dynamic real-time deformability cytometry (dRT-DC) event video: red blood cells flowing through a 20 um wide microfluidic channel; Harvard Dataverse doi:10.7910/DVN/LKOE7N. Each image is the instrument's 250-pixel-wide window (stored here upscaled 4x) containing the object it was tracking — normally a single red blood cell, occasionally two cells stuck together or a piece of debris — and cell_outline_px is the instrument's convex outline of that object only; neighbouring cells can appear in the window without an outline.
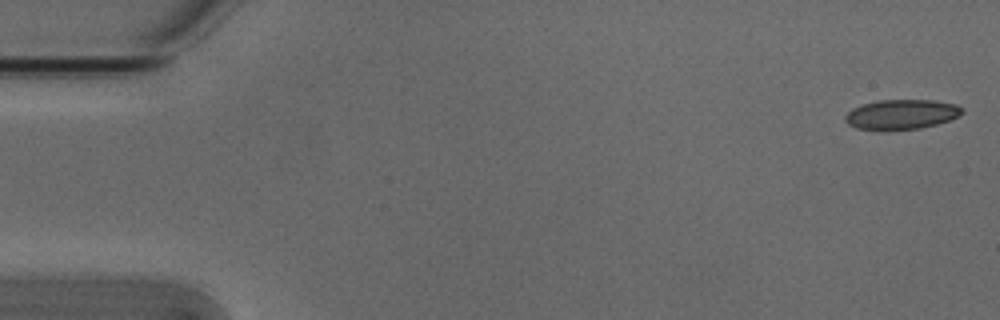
{"species": "Egyptian fruit bat (a non-hibernating species)", "species_latin": "Rousettus aegyptiacus", "temperature_condition": "cold", "stored_images_in_passage": 5, "camera_frame_rate_fps": 3000, "um_per_image_px": 0.085, "animal": {"sex": "male"}, "frame": {"image": 1, "passage_image": 1, "time_ms": 0.0, "image_size_px": [1000, 320], "cell_outline_px": [[964, 112], [948, 120], [936, 124], [920, 128], [856, 128], [848, 124], [844, 120], [844, 116], [852, 108], [876, 100], [932, 100], [956, 104]], "centroid_in_image_um": [76.6, 9.69], "position_along_channel_um": 8.4, "area_um2": 19.65}}